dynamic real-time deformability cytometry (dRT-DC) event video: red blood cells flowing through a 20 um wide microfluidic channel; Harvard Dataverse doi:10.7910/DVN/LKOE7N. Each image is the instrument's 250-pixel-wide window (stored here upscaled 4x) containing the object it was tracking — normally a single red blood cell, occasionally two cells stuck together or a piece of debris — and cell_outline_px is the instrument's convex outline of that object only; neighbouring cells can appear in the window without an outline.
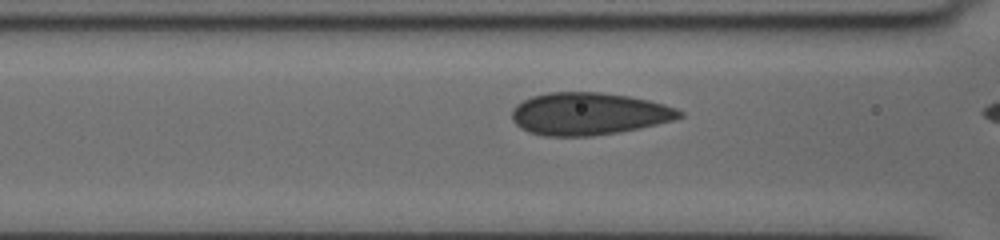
{"species": "human", "species_latin": "Homo sapiens", "temperature_condition": "cold", "stored_images_in_passage": 17, "camera_frame_rate_fps": 3000, "um_per_image_px": 0.085, "donor": {"sex": "female"}, "frame": {"image": 1, "passage_image": 15, "time_ms": 4.667, "image_size_px": [1000, 240], "cell_outline_px": [[684, 116], [672, 120], [640, 128], [592, 136], [544, 136], [528, 132], [520, 128], [512, 120], [512, 108], [516, 104], [532, 96], [548, 92], [600, 92], [628, 96], [648, 100], [664, 104], [676, 108], [684, 112]], "centroid_in_image_um": [50.02, 9.67], "position_along_channel_um": 116.6, "area_um2": 41.44}}